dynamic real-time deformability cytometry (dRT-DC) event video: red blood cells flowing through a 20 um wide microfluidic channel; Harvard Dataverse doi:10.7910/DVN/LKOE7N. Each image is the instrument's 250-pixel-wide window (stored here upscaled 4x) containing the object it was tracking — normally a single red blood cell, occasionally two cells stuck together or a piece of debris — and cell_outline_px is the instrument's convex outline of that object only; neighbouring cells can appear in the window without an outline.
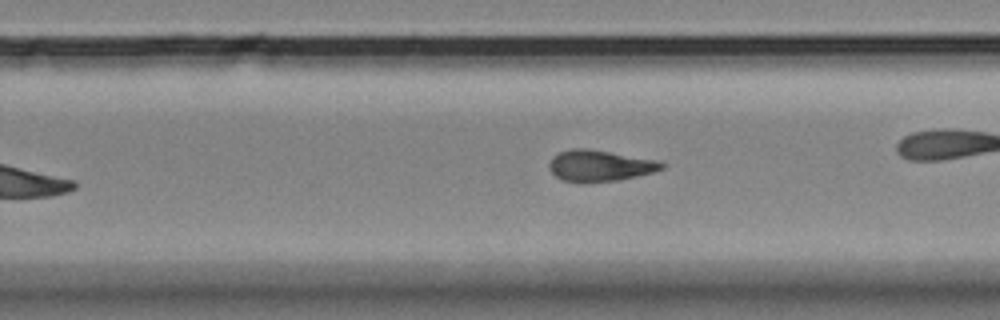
{"species": "Egyptian fruit bat (a non-hibernating species)", "species_latin": "Rousettus aegyptiacus", "temperature_condition": "room temperature", "stored_images_in_passage": 40, "camera_frame_rate_fps": 3000, "um_per_image_px": 0.085, "animal": {"sex": "female"}, "frame": {"image": 1, "passage_image": 23, "time_ms": 7.333, "image_size_px": [1000, 320], "cell_outline_px": [[664, 168], [652, 172], [636, 176], [616, 180], [584, 184], [580, 184], [564, 180], [556, 176], [548, 168], [548, 164], [552, 156], [560, 152], [572, 148], [584, 148], [660, 160], [664, 164]], "centroid_in_image_um": [50.95, 14.1], "position_along_channel_um": 278.9, "area_um2": 20.63}, "authors_computed_cell_mechanics": {"area_um2": 20.6346, "velocity_mm_per_s": 3.5301, "shape_relaxation_time_tau1_ms": 8.5525, "shape_relaxation_time_tau2_ms": 2.8886, "deformation_change_tau1": 0.2252, "deformation_change_tau2": 0.1085}}